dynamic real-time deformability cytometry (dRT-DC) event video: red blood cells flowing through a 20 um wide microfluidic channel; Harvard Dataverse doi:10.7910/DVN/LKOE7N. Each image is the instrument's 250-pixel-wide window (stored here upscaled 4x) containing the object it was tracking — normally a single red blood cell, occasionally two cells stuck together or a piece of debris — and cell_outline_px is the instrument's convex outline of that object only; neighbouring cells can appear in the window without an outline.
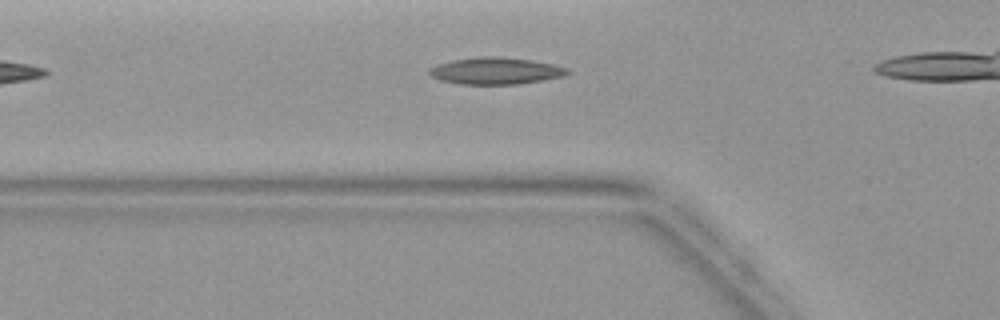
{"species": "common noctule bat (a hibernating species)", "species_latin": "Nyctalus noctula", "temperature_condition": "warm", "stored_images_in_passage": 5, "camera_frame_rate_fps": 3000, "um_per_image_px": 0.085, "animal": {"sex": "female", "body_mass_g": 19.9}, "frame": {"image": 1, "passage_image": 3, "time_ms": 2.333, "image_size_px": [1000, 320], "cell_outline_px": [[572, 72], [564, 76], [544, 80], [520, 84], [460, 84], [440, 80], [428, 76], [428, 68], [436, 64], [452, 60], [480, 56], [496, 56], [532, 60], [552, 64], [568, 68]], "centroid_in_image_um": [42.11, 6.02], "position_along_channel_um": 83.7, "area_um2": 21.91}}